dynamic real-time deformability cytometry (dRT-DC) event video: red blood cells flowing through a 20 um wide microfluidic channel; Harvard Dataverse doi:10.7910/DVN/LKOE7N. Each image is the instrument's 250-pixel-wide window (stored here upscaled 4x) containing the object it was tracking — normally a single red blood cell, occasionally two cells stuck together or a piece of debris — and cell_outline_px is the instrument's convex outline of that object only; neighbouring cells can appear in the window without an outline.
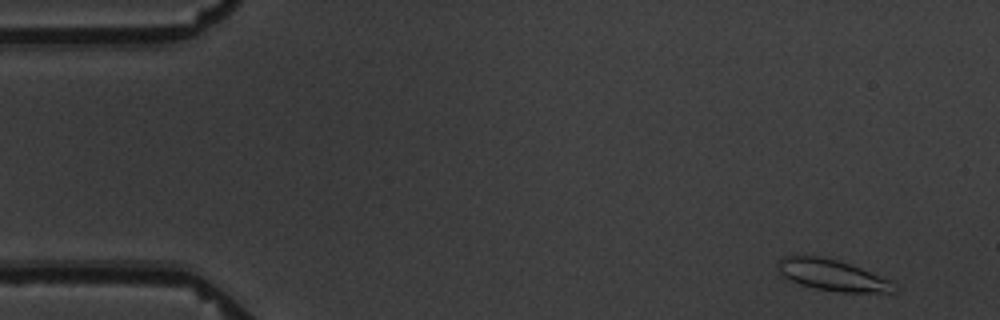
{"species": "common noctule bat (a hibernating species)", "species_latin": "Nyctalus noctula", "temperature_condition": "warm", "stored_images_in_passage": 4, "camera_frame_rate_fps": 3000, "um_per_image_px": 0.085, "animal": {"sex": "male", "body_mass_g": 19.5, "forearm_length_mm": 54.6}, "frame": {"image": 1, "passage_image": 1, "time_ms": 0.0, "image_size_px": [1000, 320], "cell_outline_px": [[896, 292], [840, 292], [816, 288], [800, 284], [784, 276], [776, 268], [780, 260], [784, 256], [824, 256], [840, 260], [860, 268], [888, 280]], "centroid_in_image_um": [70.68, 23.37], "position_along_channel_um": 14.3, "area_um2": 20.58}}